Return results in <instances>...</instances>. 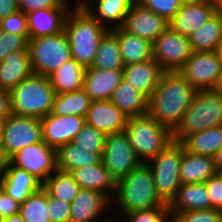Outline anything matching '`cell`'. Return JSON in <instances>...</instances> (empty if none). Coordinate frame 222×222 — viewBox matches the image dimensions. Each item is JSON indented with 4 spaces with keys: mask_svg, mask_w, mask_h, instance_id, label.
Listing matches in <instances>:
<instances>
[{
    "mask_svg": "<svg viewBox=\"0 0 222 222\" xmlns=\"http://www.w3.org/2000/svg\"><path fill=\"white\" fill-rule=\"evenodd\" d=\"M214 15L213 0H186L168 24L175 32L189 37Z\"/></svg>",
    "mask_w": 222,
    "mask_h": 222,
    "instance_id": "15",
    "label": "cell"
},
{
    "mask_svg": "<svg viewBox=\"0 0 222 222\" xmlns=\"http://www.w3.org/2000/svg\"><path fill=\"white\" fill-rule=\"evenodd\" d=\"M128 117L110 100L92 101L85 121L105 135L124 132Z\"/></svg>",
    "mask_w": 222,
    "mask_h": 222,
    "instance_id": "18",
    "label": "cell"
},
{
    "mask_svg": "<svg viewBox=\"0 0 222 222\" xmlns=\"http://www.w3.org/2000/svg\"><path fill=\"white\" fill-rule=\"evenodd\" d=\"M48 215L51 222H70L71 204L48 194Z\"/></svg>",
    "mask_w": 222,
    "mask_h": 222,
    "instance_id": "45",
    "label": "cell"
},
{
    "mask_svg": "<svg viewBox=\"0 0 222 222\" xmlns=\"http://www.w3.org/2000/svg\"><path fill=\"white\" fill-rule=\"evenodd\" d=\"M18 10L17 0H0V20Z\"/></svg>",
    "mask_w": 222,
    "mask_h": 222,
    "instance_id": "49",
    "label": "cell"
},
{
    "mask_svg": "<svg viewBox=\"0 0 222 222\" xmlns=\"http://www.w3.org/2000/svg\"><path fill=\"white\" fill-rule=\"evenodd\" d=\"M168 26L167 20L135 1L120 28L152 43Z\"/></svg>",
    "mask_w": 222,
    "mask_h": 222,
    "instance_id": "16",
    "label": "cell"
},
{
    "mask_svg": "<svg viewBox=\"0 0 222 222\" xmlns=\"http://www.w3.org/2000/svg\"><path fill=\"white\" fill-rule=\"evenodd\" d=\"M7 162H8V159L6 158L4 154L2 143L0 140V172H2V169L6 166Z\"/></svg>",
    "mask_w": 222,
    "mask_h": 222,
    "instance_id": "53",
    "label": "cell"
},
{
    "mask_svg": "<svg viewBox=\"0 0 222 222\" xmlns=\"http://www.w3.org/2000/svg\"><path fill=\"white\" fill-rule=\"evenodd\" d=\"M91 67L103 70L124 69L119 41L117 35L112 30H108L102 37Z\"/></svg>",
    "mask_w": 222,
    "mask_h": 222,
    "instance_id": "33",
    "label": "cell"
},
{
    "mask_svg": "<svg viewBox=\"0 0 222 222\" xmlns=\"http://www.w3.org/2000/svg\"><path fill=\"white\" fill-rule=\"evenodd\" d=\"M110 101L127 117L143 116L148 112V98L124 79L113 92Z\"/></svg>",
    "mask_w": 222,
    "mask_h": 222,
    "instance_id": "29",
    "label": "cell"
},
{
    "mask_svg": "<svg viewBox=\"0 0 222 222\" xmlns=\"http://www.w3.org/2000/svg\"><path fill=\"white\" fill-rule=\"evenodd\" d=\"M196 92L179 71H164L148 98L147 114L173 132Z\"/></svg>",
    "mask_w": 222,
    "mask_h": 222,
    "instance_id": "1",
    "label": "cell"
},
{
    "mask_svg": "<svg viewBox=\"0 0 222 222\" xmlns=\"http://www.w3.org/2000/svg\"><path fill=\"white\" fill-rule=\"evenodd\" d=\"M117 216L122 222H171L170 211L168 207H155L146 210L134 211ZM121 217V218H120ZM118 221V222H119Z\"/></svg>",
    "mask_w": 222,
    "mask_h": 222,
    "instance_id": "39",
    "label": "cell"
},
{
    "mask_svg": "<svg viewBox=\"0 0 222 222\" xmlns=\"http://www.w3.org/2000/svg\"><path fill=\"white\" fill-rule=\"evenodd\" d=\"M71 3L63 0H17L18 9L26 14L42 9L73 8L72 5L74 2Z\"/></svg>",
    "mask_w": 222,
    "mask_h": 222,
    "instance_id": "44",
    "label": "cell"
},
{
    "mask_svg": "<svg viewBox=\"0 0 222 222\" xmlns=\"http://www.w3.org/2000/svg\"><path fill=\"white\" fill-rule=\"evenodd\" d=\"M29 35H18L0 31V62L12 52L25 50L28 47Z\"/></svg>",
    "mask_w": 222,
    "mask_h": 222,
    "instance_id": "42",
    "label": "cell"
},
{
    "mask_svg": "<svg viewBox=\"0 0 222 222\" xmlns=\"http://www.w3.org/2000/svg\"><path fill=\"white\" fill-rule=\"evenodd\" d=\"M41 141L42 126L40 119L14 114L5 119L1 143L7 159L26 146Z\"/></svg>",
    "mask_w": 222,
    "mask_h": 222,
    "instance_id": "10",
    "label": "cell"
},
{
    "mask_svg": "<svg viewBox=\"0 0 222 222\" xmlns=\"http://www.w3.org/2000/svg\"><path fill=\"white\" fill-rule=\"evenodd\" d=\"M10 92L14 115L41 119L52 112L56 92L49 76L32 74Z\"/></svg>",
    "mask_w": 222,
    "mask_h": 222,
    "instance_id": "5",
    "label": "cell"
},
{
    "mask_svg": "<svg viewBox=\"0 0 222 222\" xmlns=\"http://www.w3.org/2000/svg\"><path fill=\"white\" fill-rule=\"evenodd\" d=\"M99 222H111V216H107V218H105V220L103 221H99Z\"/></svg>",
    "mask_w": 222,
    "mask_h": 222,
    "instance_id": "59",
    "label": "cell"
},
{
    "mask_svg": "<svg viewBox=\"0 0 222 222\" xmlns=\"http://www.w3.org/2000/svg\"><path fill=\"white\" fill-rule=\"evenodd\" d=\"M117 35L124 66L153 59L152 43L144 38L123 31L112 29Z\"/></svg>",
    "mask_w": 222,
    "mask_h": 222,
    "instance_id": "28",
    "label": "cell"
},
{
    "mask_svg": "<svg viewBox=\"0 0 222 222\" xmlns=\"http://www.w3.org/2000/svg\"><path fill=\"white\" fill-rule=\"evenodd\" d=\"M5 167L22 168L43 183L57 170L56 149L42 140L17 151L8 159Z\"/></svg>",
    "mask_w": 222,
    "mask_h": 222,
    "instance_id": "13",
    "label": "cell"
},
{
    "mask_svg": "<svg viewBox=\"0 0 222 222\" xmlns=\"http://www.w3.org/2000/svg\"><path fill=\"white\" fill-rule=\"evenodd\" d=\"M215 5V14L222 18V0H213Z\"/></svg>",
    "mask_w": 222,
    "mask_h": 222,
    "instance_id": "54",
    "label": "cell"
},
{
    "mask_svg": "<svg viewBox=\"0 0 222 222\" xmlns=\"http://www.w3.org/2000/svg\"><path fill=\"white\" fill-rule=\"evenodd\" d=\"M106 135L85 123L72 143L92 153H103Z\"/></svg>",
    "mask_w": 222,
    "mask_h": 222,
    "instance_id": "38",
    "label": "cell"
},
{
    "mask_svg": "<svg viewBox=\"0 0 222 222\" xmlns=\"http://www.w3.org/2000/svg\"><path fill=\"white\" fill-rule=\"evenodd\" d=\"M94 0H75V5L73 4V8L75 9H85L90 3Z\"/></svg>",
    "mask_w": 222,
    "mask_h": 222,
    "instance_id": "52",
    "label": "cell"
},
{
    "mask_svg": "<svg viewBox=\"0 0 222 222\" xmlns=\"http://www.w3.org/2000/svg\"><path fill=\"white\" fill-rule=\"evenodd\" d=\"M181 143L189 153L213 156L222 147V125L191 134Z\"/></svg>",
    "mask_w": 222,
    "mask_h": 222,
    "instance_id": "32",
    "label": "cell"
},
{
    "mask_svg": "<svg viewBox=\"0 0 222 222\" xmlns=\"http://www.w3.org/2000/svg\"><path fill=\"white\" fill-rule=\"evenodd\" d=\"M92 100L84 89L55 95L52 113L60 116L78 115L86 117Z\"/></svg>",
    "mask_w": 222,
    "mask_h": 222,
    "instance_id": "35",
    "label": "cell"
},
{
    "mask_svg": "<svg viewBox=\"0 0 222 222\" xmlns=\"http://www.w3.org/2000/svg\"><path fill=\"white\" fill-rule=\"evenodd\" d=\"M110 206L111 200L103 193L81 188L71 203L70 222L103 221L105 220L104 218H106L105 215L109 216Z\"/></svg>",
    "mask_w": 222,
    "mask_h": 222,
    "instance_id": "17",
    "label": "cell"
},
{
    "mask_svg": "<svg viewBox=\"0 0 222 222\" xmlns=\"http://www.w3.org/2000/svg\"><path fill=\"white\" fill-rule=\"evenodd\" d=\"M143 7L163 17L168 22L178 12L185 0H136Z\"/></svg>",
    "mask_w": 222,
    "mask_h": 222,
    "instance_id": "40",
    "label": "cell"
},
{
    "mask_svg": "<svg viewBox=\"0 0 222 222\" xmlns=\"http://www.w3.org/2000/svg\"><path fill=\"white\" fill-rule=\"evenodd\" d=\"M103 153H92L70 142L56 149V167L60 171L71 172L83 166L102 163Z\"/></svg>",
    "mask_w": 222,
    "mask_h": 222,
    "instance_id": "30",
    "label": "cell"
},
{
    "mask_svg": "<svg viewBox=\"0 0 222 222\" xmlns=\"http://www.w3.org/2000/svg\"><path fill=\"white\" fill-rule=\"evenodd\" d=\"M86 68L73 58L65 62L50 76V82L56 94L68 93L83 88Z\"/></svg>",
    "mask_w": 222,
    "mask_h": 222,
    "instance_id": "31",
    "label": "cell"
},
{
    "mask_svg": "<svg viewBox=\"0 0 222 222\" xmlns=\"http://www.w3.org/2000/svg\"><path fill=\"white\" fill-rule=\"evenodd\" d=\"M0 31L18 35H29L27 14L18 10L1 19Z\"/></svg>",
    "mask_w": 222,
    "mask_h": 222,
    "instance_id": "43",
    "label": "cell"
},
{
    "mask_svg": "<svg viewBox=\"0 0 222 222\" xmlns=\"http://www.w3.org/2000/svg\"><path fill=\"white\" fill-rule=\"evenodd\" d=\"M12 114L11 92L0 89V116L7 118Z\"/></svg>",
    "mask_w": 222,
    "mask_h": 222,
    "instance_id": "48",
    "label": "cell"
},
{
    "mask_svg": "<svg viewBox=\"0 0 222 222\" xmlns=\"http://www.w3.org/2000/svg\"><path fill=\"white\" fill-rule=\"evenodd\" d=\"M102 163L116 181L122 180L141 161L124 132L109 134L105 137Z\"/></svg>",
    "mask_w": 222,
    "mask_h": 222,
    "instance_id": "11",
    "label": "cell"
},
{
    "mask_svg": "<svg viewBox=\"0 0 222 222\" xmlns=\"http://www.w3.org/2000/svg\"><path fill=\"white\" fill-rule=\"evenodd\" d=\"M168 208L170 217L189 210L211 209L206 183L181 184Z\"/></svg>",
    "mask_w": 222,
    "mask_h": 222,
    "instance_id": "22",
    "label": "cell"
},
{
    "mask_svg": "<svg viewBox=\"0 0 222 222\" xmlns=\"http://www.w3.org/2000/svg\"><path fill=\"white\" fill-rule=\"evenodd\" d=\"M124 133L137 158L144 163L157 156L173 141L172 132L148 114L128 117Z\"/></svg>",
    "mask_w": 222,
    "mask_h": 222,
    "instance_id": "6",
    "label": "cell"
},
{
    "mask_svg": "<svg viewBox=\"0 0 222 222\" xmlns=\"http://www.w3.org/2000/svg\"><path fill=\"white\" fill-rule=\"evenodd\" d=\"M114 207L115 210L119 209L116 210V216L155 207H168L157 193L148 163L141 162L122 180L116 182V191L111 199V211Z\"/></svg>",
    "mask_w": 222,
    "mask_h": 222,
    "instance_id": "2",
    "label": "cell"
},
{
    "mask_svg": "<svg viewBox=\"0 0 222 222\" xmlns=\"http://www.w3.org/2000/svg\"><path fill=\"white\" fill-rule=\"evenodd\" d=\"M136 0H94L85 10L108 30L120 28Z\"/></svg>",
    "mask_w": 222,
    "mask_h": 222,
    "instance_id": "24",
    "label": "cell"
},
{
    "mask_svg": "<svg viewBox=\"0 0 222 222\" xmlns=\"http://www.w3.org/2000/svg\"><path fill=\"white\" fill-rule=\"evenodd\" d=\"M171 222H222V211L218 209L189 210L173 215Z\"/></svg>",
    "mask_w": 222,
    "mask_h": 222,
    "instance_id": "41",
    "label": "cell"
},
{
    "mask_svg": "<svg viewBox=\"0 0 222 222\" xmlns=\"http://www.w3.org/2000/svg\"><path fill=\"white\" fill-rule=\"evenodd\" d=\"M47 205L48 193L41 187L21 203L19 213L24 222H51Z\"/></svg>",
    "mask_w": 222,
    "mask_h": 222,
    "instance_id": "37",
    "label": "cell"
},
{
    "mask_svg": "<svg viewBox=\"0 0 222 222\" xmlns=\"http://www.w3.org/2000/svg\"><path fill=\"white\" fill-rule=\"evenodd\" d=\"M20 205L21 203L4 192L0 198V219L19 213Z\"/></svg>",
    "mask_w": 222,
    "mask_h": 222,
    "instance_id": "47",
    "label": "cell"
},
{
    "mask_svg": "<svg viewBox=\"0 0 222 222\" xmlns=\"http://www.w3.org/2000/svg\"><path fill=\"white\" fill-rule=\"evenodd\" d=\"M122 79L123 70L88 67L85 70L83 89L92 101L110 100Z\"/></svg>",
    "mask_w": 222,
    "mask_h": 222,
    "instance_id": "19",
    "label": "cell"
},
{
    "mask_svg": "<svg viewBox=\"0 0 222 222\" xmlns=\"http://www.w3.org/2000/svg\"><path fill=\"white\" fill-rule=\"evenodd\" d=\"M5 119H6V117L0 116V140H1V137H2V132H3Z\"/></svg>",
    "mask_w": 222,
    "mask_h": 222,
    "instance_id": "58",
    "label": "cell"
},
{
    "mask_svg": "<svg viewBox=\"0 0 222 222\" xmlns=\"http://www.w3.org/2000/svg\"><path fill=\"white\" fill-rule=\"evenodd\" d=\"M181 142H170L157 156L147 162L152 170L160 198L169 204L181 185L180 162L184 151Z\"/></svg>",
    "mask_w": 222,
    "mask_h": 222,
    "instance_id": "8",
    "label": "cell"
},
{
    "mask_svg": "<svg viewBox=\"0 0 222 222\" xmlns=\"http://www.w3.org/2000/svg\"><path fill=\"white\" fill-rule=\"evenodd\" d=\"M42 140L57 149L73 141L86 123L85 117L78 115H55L52 112L40 119Z\"/></svg>",
    "mask_w": 222,
    "mask_h": 222,
    "instance_id": "14",
    "label": "cell"
},
{
    "mask_svg": "<svg viewBox=\"0 0 222 222\" xmlns=\"http://www.w3.org/2000/svg\"><path fill=\"white\" fill-rule=\"evenodd\" d=\"M1 173L4 176V192L19 203H23L43 184L33 174L19 167H4Z\"/></svg>",
    "mask_w": 222,
    "mask_h": 222,
    "instance_id": "26",
    "label": "cell"
},
{
    "mask_svg": "<svg viewBox=\"0 0 222 222\" xmlns=\"http://www.w3.org/2000/svg\"><path fill=\"white\" fill-rule=\"evenodd\" d=\"M71 57L85 68L91 67L106 27L85 9L72 8L65 22Z\"/></svg>",
    "mask_w": 222,
    "mask_h": 222,
    "instance_id": "3",
    "label": "cell"
},
{
    "mask_svg": "<svg viewBox=\"0 0 222 222\" xmlns=\"http://www.w3.org/2000/svg\"><path fill=\"white\" fill-rule=\"evenodd\" d=\"M216 53V55L218 56L219 60L222 63V40L220 41V43L216 46V49L214 51Z\"/></svg>",
    "mask_w": 222,
    "mask_h": 222,
    "instance_id": "55",
    "label": "cell"
},
{
    "mask_svg": "<svg viewBox=\"0 0 222 222\" xmlns=\"http://www.w3.org/2000/svg\"><path fill=\"white\" fill-rule=\"evenodd\" d=\"M222 125V94L215 89L197 91L176 129L173 140L182 142L187 136Z\"/></svg>",
    "mask_w": 222,
    "mask_h": 222,
    "instance_id": "4",
    "label": "cell"
},
{
    "mask_svg": "<svg viewBox=\"0 0 222 222\" xmlns=\"http://www.w3.org/2000/svg\"><path fill=\"white\" fill-rule=\"evenodd\" d=\"M32 74L29 48L12 52L0 62V89L11 91Z\"/></svg>",
    "mask_w": 222,
    "mask_h": 222,
    "instance_id": "23",
    "label": "cell"
},
{
    "mask_svg": "<svg viewBox=\"0 0 222 222\" xmlns=\"http://www.w3.org/2000/svg\"><path fill=\"white\" fill-rule=\"evenodd\" d=\"M80 188L91 189L106 195L110 200L116 191V181L103 163L83 166L70 172Z\"/></svg>",
    "mask_w": 222,
    "mask_h": 222,
    "instance_id": "25",
    "label": "cell"
},
{
    "mask_svg": "<svg viewBox=\"0 0 222 222\" xmlns=\"http://www.w3.org/2000/svg\"><path fill=\"white\" fill-rule=\"evenodd\" d=\"M28 48L33 74L50 76L70 60V43L65 30L55 35L31 38Z\"/></svg>",
    "mask_w": 222,
    "mask_h": 222,
    "instance_id": "7",
    "label": "cell"
},
{
    "mask_svg": "<svg viewBox=\"0 0 222 222\" xmlns=\"http://www.w3.org/2000/svg\"><path fill=\"white\" fill-rule=\"evenodd\" d=\"M71 9L72 8H52L27 13L29 39L55 35L63 31Z\"/></svg>",
    "mask_w": 222,
    "mask_h": 222,
    "instance_id": "20",
    "label": "cell"
},
{
    "mask_svg": "<svg viewBox=\"0 0 222 222\" xmlns=\"http://www.w3.org/2000/svg\"><path fill=\"white\" fill-rule=\"evenodd\" d=\"M208 195L211 199V209L222 211V176L216 173L205 181Z\"/></svg>",
    "mask_w": 222,
    "mask_h": 222,
    "instance_id": "46",
    "label": "cell"
},
{
    "mask_svg": "<svg viewBox=\"0 0 222 222\" xmlns=\"http://www.w3.org/2000/svg\"><path fill=\"white\" fill-rule=\"evenodd\" d=\"M215 170L219 173L222 170V147L213 155Z\"/></svg>",
    "mask_w": 222,
    "mask_h": 222,
    "instance_id": "50",
    "label": "cell"
},
{
    "mask_svg": "<svg viewBox=\"0 0 222 222\" xmlns=\"http://www.w3.org/2000/svg\"><path fill=\"white\" fill-rule=\"evenodd\" d=\"M4 191H5L4 176L0 172V198H1L2 194L4 193Z\"/></svg>",
    "mask_w": 222,
    "mask_h": 222,
    "instance_id": "56",
    "label": "cell"
},
{
    "mask_svg": "<svg viewBox=\"0 0 222 222\" xmlns=\"http://www.w3.org/2000/svg\"><path fill=\"white\" fill-rule=\"evenodd\" d=\"M164 70L154 59L124 66L123 79L149 98L159 83Z\"/></svg>",
    "mask_w": 222,
    "mask_h": 222,
    "instance_id": "21",
    "label": "cell"
},
{
    "mask_svg": "<svg viewBox=\"0 0 222 222\" xmlns=\"http://www.w3.org/2000/svg\"><path fill=\"white\" fill-rule=\"evenodd\" d=\"M215 90L218 91L220 94H222V73L220 74Z\"/></svg>",
    "mask_w": 222,
    "mask_h": 222,
    "instance_id": "57",
    "label": "cell"
},
{
    "mask_svg": "<svg viewBox=\"0 0 222 222\" xmlns=\"http://www.w3.org/2000/svg\"><path fill=\"white\" fill-rule=\"evenodd\" d=\"M179 72L197 91L215 89L222 63L214 51L193 52Z\"/></svg>",
    "mask_w": 222,
    "mask_h": 222,
    "instance_id": "12",
    "label": "cell"
},
{
    "mask_svg": "<svg viewBox=\"0 0 222 222\" xmlns=\"http://www.w3.org/2000/svg\"><path fill=\"white\" fill-rule=\"evenodd\" d=\"M189 40L193 52L215 51L222 40V18L215 14L208 22L196 29L189 36Z\"/></svg>",
    "mask_w": 222,
    "mask_h": 222,
    "instance_id": "34",
    "label": "cell"
},
{
    "mask_svg": "<svg viewBox=\"0 0 222 222\" xmlns=\"http://www.w3.org/2000/svg\"><path fill=\"white\" fill-rule=\"evenodd\" d=\"M152 52L164 71H179L193 53L189 37L169 26L152 42Z\"/></svg>",
    "mask_w": 222,
    "mask_h": 222,
    "instance_id": "9",
    "label": "cell"
},
{
    "mask_svg": "<svg viewBox=\"0 0 222 222\" xmlns=\"http://www.w3.org/2000/svg\"><path fill=\"white\" fill-rule=\"evenodd\" d=\"M181 184L202 183L217 172L213 156L189 153L185 149L180 162Z\"/></svg>",
    "mask_w": 222,
    "mask_h": 222,
    "instance_id": "27",
    "label": "cell"
},
{
    "mask_svg": "<svg viewBox=\"0 0 222 222\" xmlns=\"http://www.w3.org/2000/svg\"><path fill=\"white\" fill-rule=\"evenodd\" d=\"M42 187L51 197L70 204L81 189L70 172L58 169L43 182Z\"/></svg>",
    "mask_w": 222,
    "mask_h": 222,
    "instance_id": "36",
    "label": "cell"
},
{
    "mask_svg": "<svg viewBox=\"0 0 222 222\" xmlns=\"http://www.w3.org/2000/svg\"><path fill=\"white\" fill-rule=\"evenodd\" d=\"M111 222H118V220H116V218H115V214L111 217Z\"/></svg>",
    "mask_w": 222,
    "mask_h": 222,
    "instance_id": "60",
    "label": "cell"
},
{
    "mask_svg": "<svg viewBox=\"0 0 222 222\" xmlns=\"http://www.w3.org/2000/svg\"><path fill=\"white\" fill-rule=\"evenodd\" d=\"M0 222H24L20 213L0 219Z\"/></svg>",
    "mask_w": 222,
    "mask_h": 222,
    "instance_id": "51",
    "label": "cell"
}]
</instances>
